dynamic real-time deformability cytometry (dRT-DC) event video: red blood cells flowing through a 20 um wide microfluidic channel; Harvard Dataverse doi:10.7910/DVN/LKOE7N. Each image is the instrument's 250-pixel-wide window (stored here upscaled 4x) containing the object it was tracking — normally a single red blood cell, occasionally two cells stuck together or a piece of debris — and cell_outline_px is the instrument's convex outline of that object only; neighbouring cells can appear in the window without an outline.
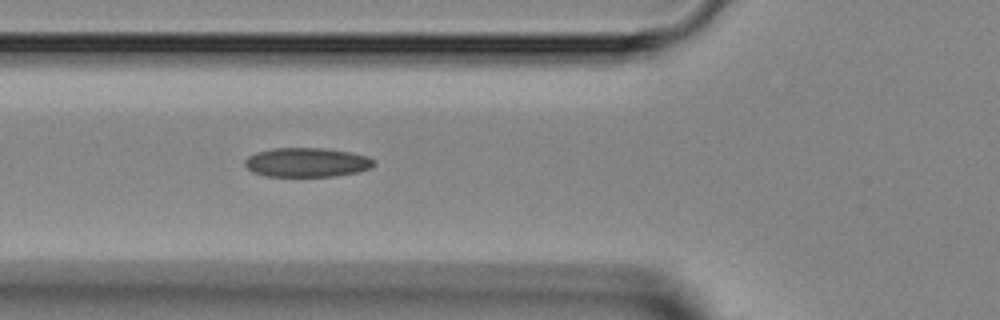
{"species": "Egyptian fruit bat (a non-hibernating species)", "species_latin": "Rousettus aegyptiacus", "temperature_condition": "room temperature", "stored_images_in_passage": 24, "camera_frame_rate_fps": 3000, "um_per_image_px": 0.085, "animal": {"sex": "female"}, "frame": {"image": 1, "passage_image": 7, "time_ms": 2.0, "image_size_px": [1000, 320], "cell_outline_px": [[376, 164], [368, 168], [356, 172], [336, 176], [264, 176], [252, 172], [244, 164], [244, 160], [248, 156], [256, 152], [276, 148], [324, 148], [348, 152], [368, 156]], "centroid_in_image_um": [26.04, 13.8], "position_along_channel_um": 99.8, "area_um2": 21.85}}
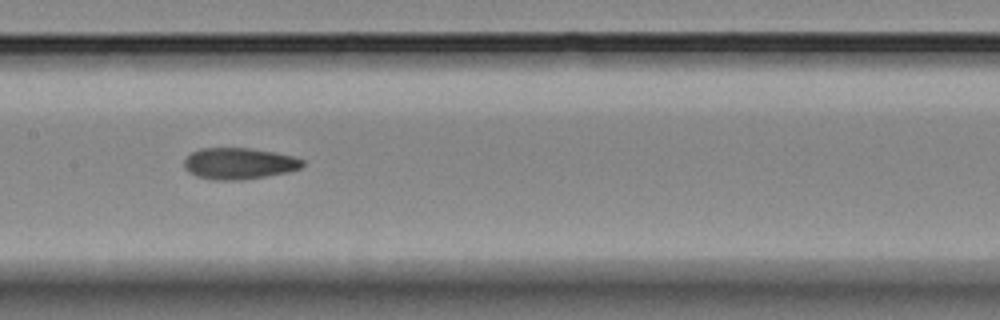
{"frame": {"image": 2, "passage_image": 13, "time_ms": 4.0, "image_size_px": [1000, 320], "cell_outline_px": [[304, 164], [300, 168], [288, 172], [240, 180], [212, 180], [196, 176], [184, 168], [184, 160], [192, 152], [200, 148], [252, 148], [276, 152], [296, 156], [304, 160]], "centroid_in_image_um": [20.33, 13.89], "position_along_channel_um": 187.1, "area_um2": 21.79}}
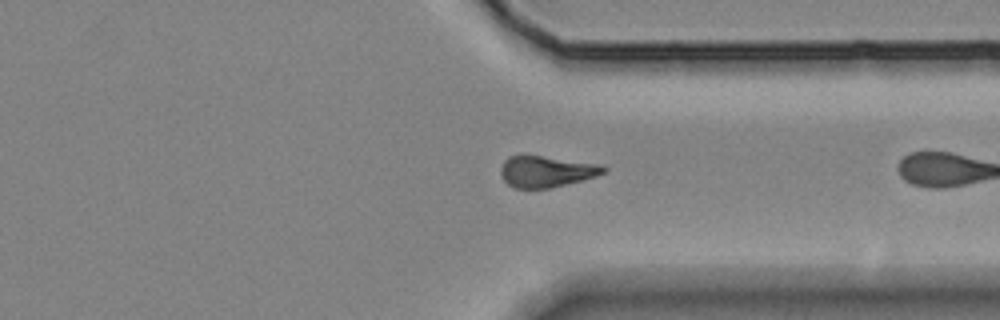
{"frame": {"image": 3, "passage_image": 23, "time_ms": 7.333, "image_size_px": [1000, 320], "cell_outline_px": [[608, 168], [604, 172], [596, 176], [584, 180], [548, 188], [516, 188], [508, 184], [504, 180], [500, 172], [500, 168], [504, 160], [508, 156], [540, 156], [604, 164]], "centroid_in_image_um": [46.47, 14.57], "position_along_channel_um": 364.9, "area_um2": 18.67}}